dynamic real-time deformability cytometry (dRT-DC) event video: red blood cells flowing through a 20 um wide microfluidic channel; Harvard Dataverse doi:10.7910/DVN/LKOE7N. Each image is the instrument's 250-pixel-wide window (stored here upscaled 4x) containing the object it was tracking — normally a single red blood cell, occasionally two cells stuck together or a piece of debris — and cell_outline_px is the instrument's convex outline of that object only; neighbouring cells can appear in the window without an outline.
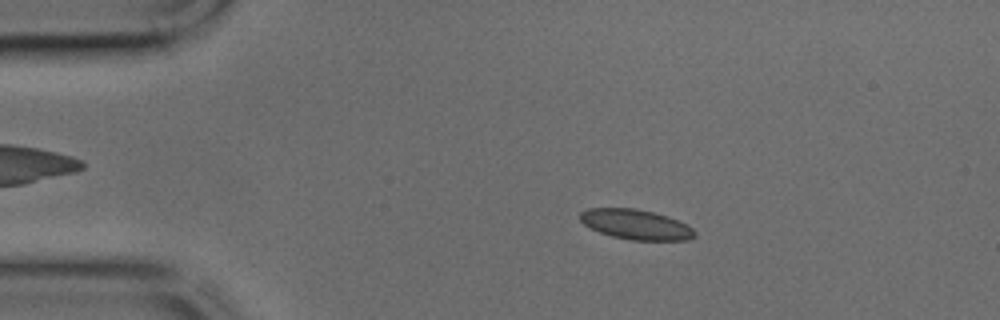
{"species": "common noctule bat (a hibernating species)", "species_latin": "Nyctalus noctula", "temperature_condition": "cold", "stored_images_in_passage": 38, "camera_frame_rate_fps": 3000, "um_per_image_px": 0.085, "animal": {"sex": "male", "body_mass_g": 17.9, "forearm_length_mm": 54.2}, "frame": {"image": 1, "passage_image": 6, "time_ms": 1.667, "image_size_px": [1000, 320], "cell_outline_px": [[696, 236], [688, 240], [632, 240], [612, 236], [600, 232], [584, 224], [580, 220], [580, 212], [588, 208], [636, 208], [668, 216], [688, 224], [696, 232]], "centroid_in_image_um": [54.08, 19.07], "position_along_channel_um": 30.9, "area_um2": 20.06}}
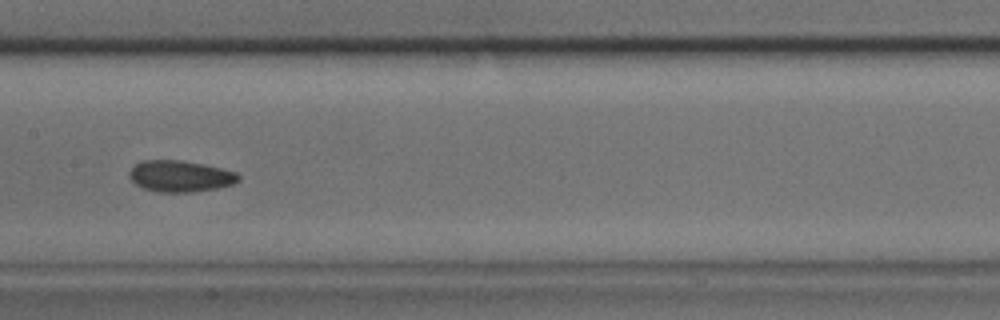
{"frame": {"image": 2, "passage_image": 20, "time_ms": 6.333, "image_size_px": [1000, 320], "cell_outline_px": [[240, 180], [232, 184], [216, 188], [192, 192], [156, 192], [144, 188], [136, 184], [128, 176], [128, 172], [140, 160], [180, 160], [204, 164], [236, 172], [240, 176]], "centroid_in_image_um": [15.3, 14.97], "position_along_channel_um": 192.1, "area_um2": 19.94}}
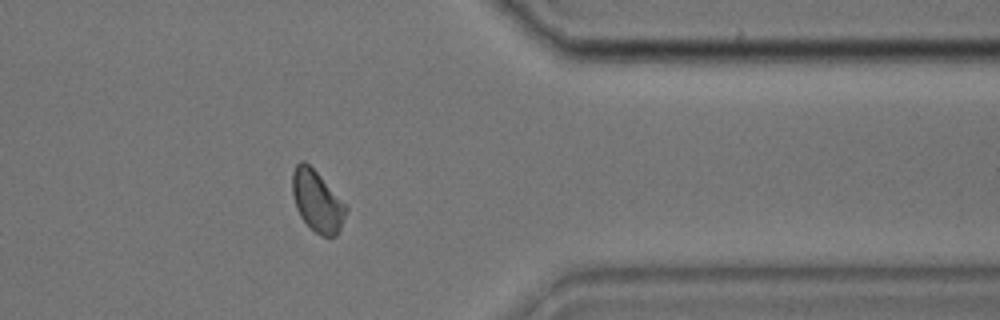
{"frame": {"image": 3, "passage_image": 34, "time_ms": 11.0, "image_size_px": [1000, 320], "cell_outline_px": [[348, 212], [336, 236], [324, 236], [316, 232], [300, 216], [296, 208], [292, 192], [292, 172], [296, 164], [300, 160], [304, 160], [348, 204]], "centroid_in_image_um": [26.98, 17.08], "position_along_channel_um": 384.4, "area_um2": 19.19}}